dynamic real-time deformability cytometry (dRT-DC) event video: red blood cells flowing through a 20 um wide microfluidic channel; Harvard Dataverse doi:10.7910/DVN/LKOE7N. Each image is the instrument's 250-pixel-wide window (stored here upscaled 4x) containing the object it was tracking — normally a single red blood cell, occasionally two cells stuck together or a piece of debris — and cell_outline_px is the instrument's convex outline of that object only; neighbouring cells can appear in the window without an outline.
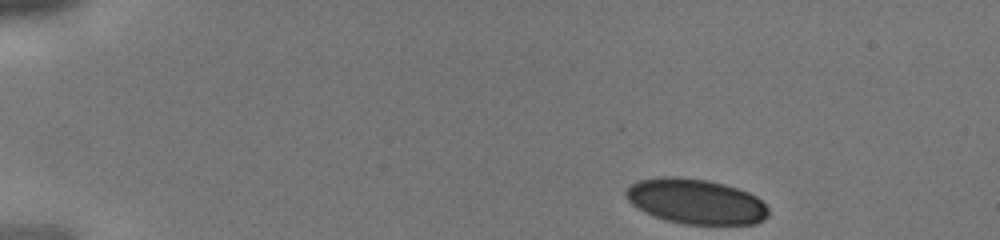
{"species": "human", "species_latin": "Homo sapiens", "temperature_condition": "cold", "stored_images_in_passage": 37, "camera_frame_rate_fps": 3000, "um_per_image_px": 0.085, "donor": {"sex": "male"}, "frame": {"image": 1, "passage_image": 1, "time_ms": 0.0, "image_size_px": [1000, 240], "cell_outline_px": [[768, 216], [764, 220], [756, 224], [684, 224], [668, 220], [644, 212], [632, 204], [628, 200], [624, 192], [632, 184], [640, 180], [660, 176], [676, 176], [708, 180], [724, 184], [748, 192], [756, 196], [768, 208]], "centroid_in_image_um": [59.15, 17.12], "position_along_channel_um": 25.8, "area_um2": 37.34}}
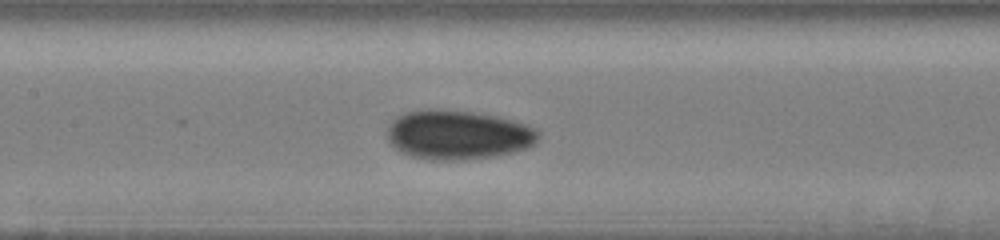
{"frame": {"image": 2, "passage_image": 16, "time_ms": 5.0, "image_size_px": [1000, 240], "cell_outline_px": [[540, 136], [528, 148], [496, 156], [464, 160], [424, 160], [408, 156], [400, 152], [388, 140], [388, 124], [396, 116], [408, 112], [424, 108], [436, 108], [472, 112], [500, 116], [536, 128], [540, 132]], "centroid_in_image_um": [38.9, 11.46], "position_along_channel_um": 168.5, "area_um2": 43.99}}
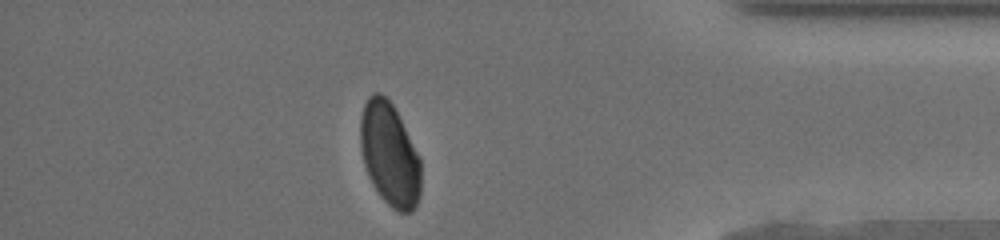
{"frame": {"image": 3, "passage_image": 32, "time_ms": 10.333, "image_size_px": [1000, 240], "cell_outline_px": [[420, 196], [416, 208], [412, 212], [400, 212], [392, 208], [380, 196], [368, 176], [364, 164], [360, 144], [360, 116], [364, 104], [368, 96], [372, 92], [380, 92], [392, 104], [420, 156]], "centroid_in_image_um": [33.11, 13.12], "position_along_channel_um": 402.1, "area_um2": 36.53}}